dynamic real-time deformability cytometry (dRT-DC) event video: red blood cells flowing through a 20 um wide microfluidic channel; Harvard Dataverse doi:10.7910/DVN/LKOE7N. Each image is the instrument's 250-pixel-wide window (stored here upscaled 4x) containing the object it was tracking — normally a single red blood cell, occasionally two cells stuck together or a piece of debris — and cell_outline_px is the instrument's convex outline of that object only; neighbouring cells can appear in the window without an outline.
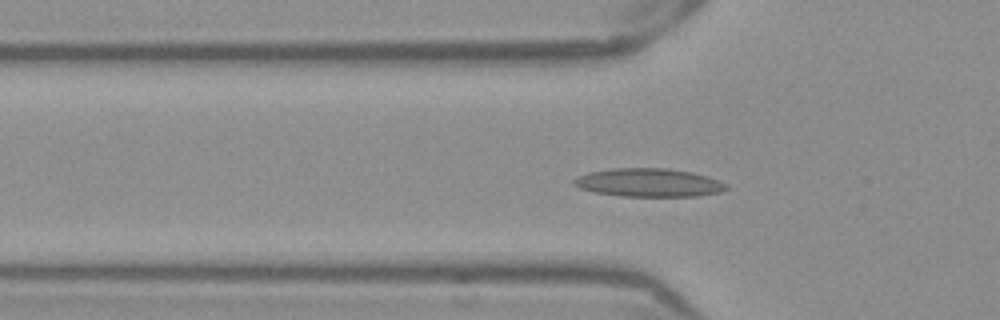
{"species": "Egyptian fruit bat (a non-hibernating species)", "species_latin": "Rousettus aegyptiacus", "temperature_condition": "warm", "stored_images_in_passage": 54, "segment_of_instrument_passage": [1, 2], "camera_frame_rate_fps": 3000, "um_per_image_px": 0.085, "frame": {"image": 1, "passage_image": 18, "time_ms": 5.667, "image_size_px": [1000, 320], "cell_outline_px": [[728, 188], [720, 192], [696, 196], [620, 196], [596, 192], [580, 188], [572, 184], [572, 180], [576, 176], [588, 172], [612, 168], [668, 168], [692, 172], [708, 176], [728, 184]], "centroid_in_image_um": [55.13, 15.51], "position_along_channel_um": 70.7, "area_um2": 25.32}}
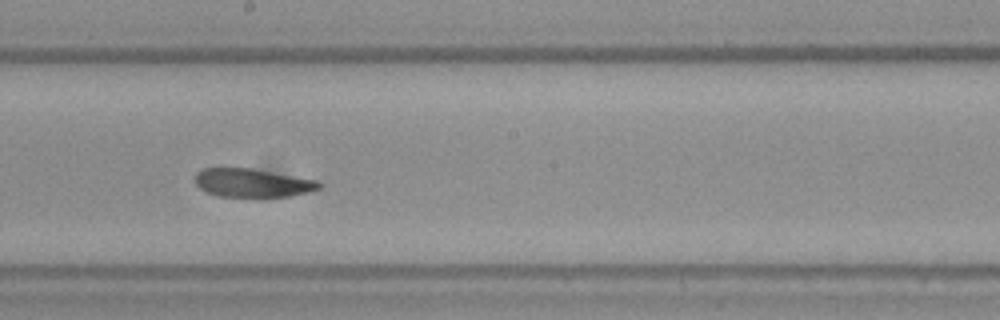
{"frame": {"image": 2, "passage_image": 30, "time_ms": 9.667, "image_size_px": [1000, 320], "cell_outline_px": [[324, 184], [320, 188], [312, 192], [288, 196], [216, 196], [200, 188], [196, 184], [196, 172], [204, 168], [252, 168], [320, 180]], "centroid_in_image_um": [21.53, 15.53], "position_along_channel_um": 226.7, "area_um2": 20.69}}
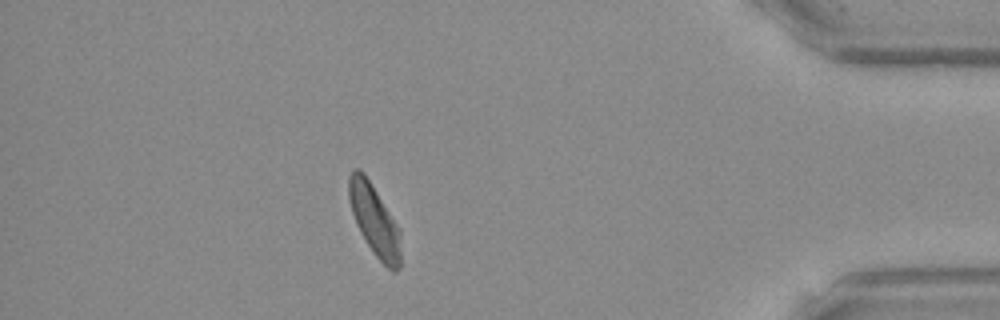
{"frame": {"image": 3, "passage_image": 47, "time_ms": 15.333, "image_size_px": [1000, 320], "cell_outline_px": [[400, 268], [396, 272], [392, 272], [372, 252], [360, 232], [356, 224], [348, 200], [348, 176], [352, 168], [360, 168], [364, 172], [400, 228]], "centroid_in_image_um": [31.81, 18.69], "position_along_channel_um": 403.4, "area_um2": 21.73}}